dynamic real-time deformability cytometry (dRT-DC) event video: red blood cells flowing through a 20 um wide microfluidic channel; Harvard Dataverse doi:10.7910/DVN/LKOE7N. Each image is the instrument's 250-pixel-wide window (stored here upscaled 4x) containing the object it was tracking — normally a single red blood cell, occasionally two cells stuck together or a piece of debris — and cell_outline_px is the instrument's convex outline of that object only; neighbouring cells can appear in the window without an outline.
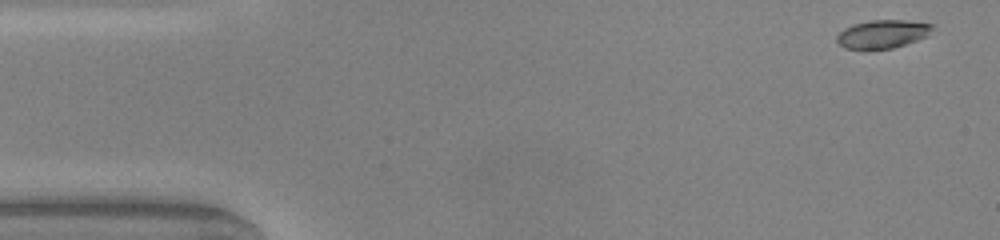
{"species": "common noctule bat (a hibernating species)", "species_latin": "Nyctalus noctula", "temperature_condition": "warm", "stored_images_in_passage": 47, "camera_frame_rate_fps": 3000, "um_per_image_px": 0.085, "animal": {"sex": "male", "body_mass_g": 20.0, "forearm_length_mm": 53.3}, "frame": {"image": 1, "passage_image": 1, "time_ms": 0.0, "image_size_px": [1000, 240], "cell_outline_px": [[932, 28], [928, 36], [892, 48], [868, 52], [864, 52], [844, 48], [836, 40], [836, 36], [844, 28], [852, 24], [868, 20], [904, 20], [932, 24]], "centroid_in_image_um": [74.93, 2.93], "position_along_channel_um": 10.1, "area_um2": 16.24}}
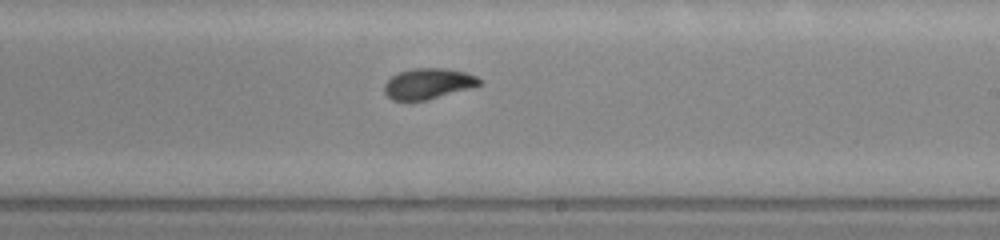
{"frame": {"image": 2, "passage_image": 27, "time_ms": 8.667, "image_size_px": [1000, 240], "cell_outline_px": [[484, 80], [480, 84], [468, 88], [424, 100], [392, 100], [384, 92], [384, 84], [396, 72], [412, 68], [444, 68], [464, 72], [476, 76]], "centroid_in_image_um": [36.35, 7.09], "position_along_channel_um": 252.6, "area_um2": 16.76}}
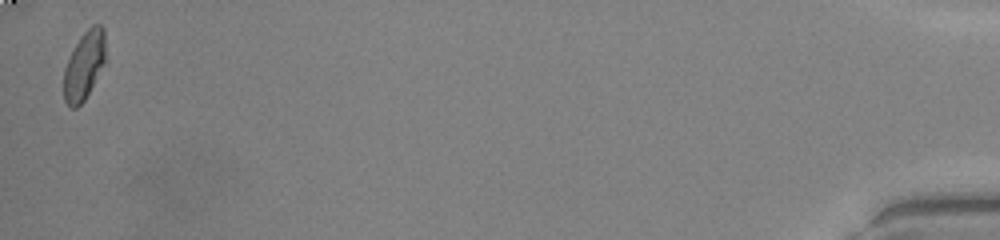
{"frame": {"image": 3, "passage_image": 47, "time_ms": 15.333, "image_size_px": [1000, 240], "cell_outline_px": [[104, 64], [84, 100], [76, 108], [72, 108], [64, 100], [64, 68], [76, 44], [84, 32], [92, 24], [100, 24], [104, 28]], "centroid_in_image_um": [7.15, 5.56], "position_along_channel_um": 428.1, "area_um2": 16.18}, "authors_computed_cell_mechanics": {"area_um2": 17.1666, "velocity_mm_per_s": 4.1365, "shape_relaxation_time_tau1_ms": 3.7275, "shape_relaxation_time_tau2_ms": 1.5717, "deformation_change_tau1": 0.1615, "deformation_change_tau2": 0.0638}}